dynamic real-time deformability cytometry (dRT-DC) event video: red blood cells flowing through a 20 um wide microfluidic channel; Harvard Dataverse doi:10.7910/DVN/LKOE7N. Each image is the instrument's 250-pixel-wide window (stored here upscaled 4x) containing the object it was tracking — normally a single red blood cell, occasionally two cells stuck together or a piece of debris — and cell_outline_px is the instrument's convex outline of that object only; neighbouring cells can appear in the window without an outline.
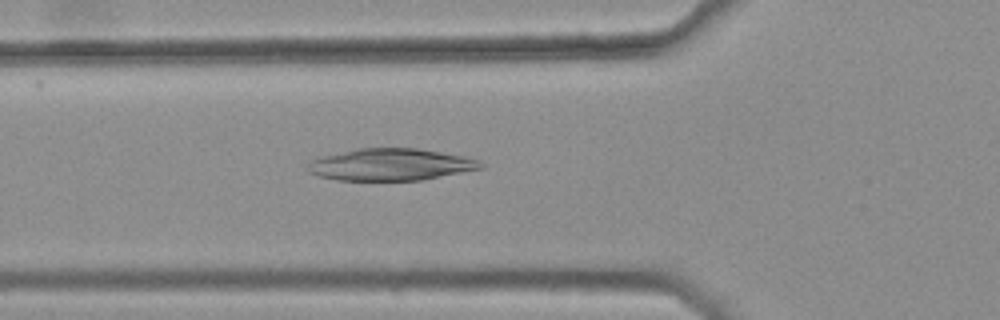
{"species": "common noctule bat (a hibernating species)", "species_latin": "Nyctalus noctula", "temperature_condition": "warm", "stored_images_in_passage": 38, "camera_frame_rate_fps": 3000, "um_per_image_px": 0.085, "animal": {"sex": "female", "body_mass_g": 25.1}, "frame": {"image": 1, "passage_image": 11, "time_ms": 3.333, "image_size_px": [1000, 320], "cell_outline_px": [[484, 168], [420, 180], [336, 180], [320, 176], [308, 172], [304, 168], [304, 164], [308, 160], [356, 148], [416, 148], [464, 156], [480, 160], [484, 164]], "centroid_in_image_um": [33.16, 13.98], "position_along_channel_um": 92.6, "area_um2": 32.37}}
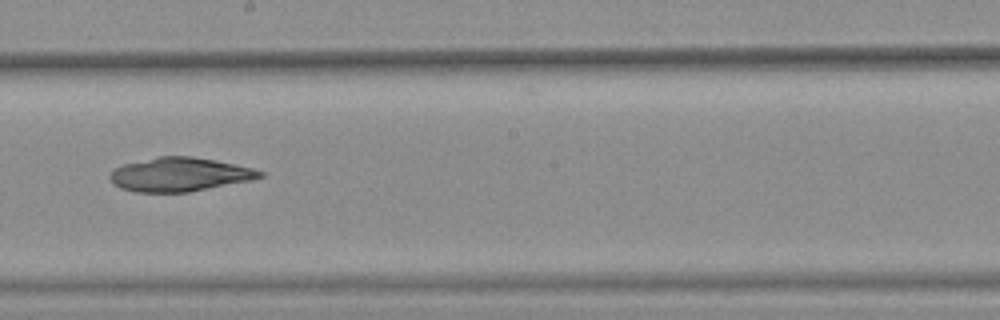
{"frame": {"image": 2, "passage_image": 22, "time_ms": 7.0, "image_size_px": [1000, 320], "cell_outline_px": [[264, 176], [252, 180], [188, 192], [136, 192], [120, 188], [108, 176], [116, 168], [124, 164], [160, 156], [192, 156], [216, 160], [252, 168], [264, 172]], "centroid_in_image_um": [15.3, 14.83], "position_along_channel_um": 232.9, "area_um2": 29.3}}
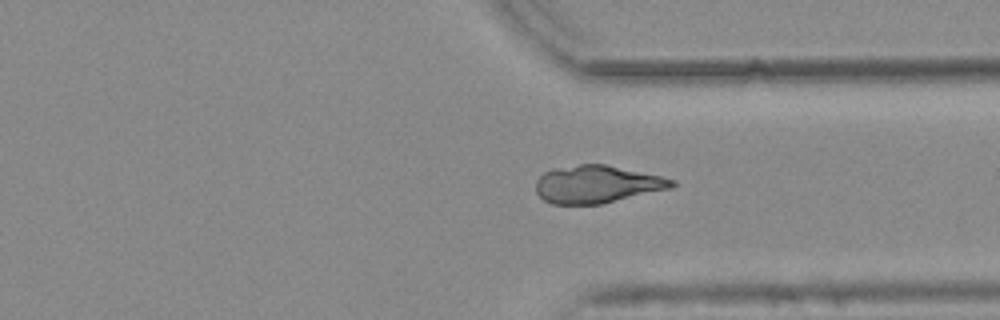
{"frame": {"image": 3, "passage_image": 32, "time_ms": 10.333, "image_size_px": [1000, 320], "cell_outline_px": [[676, 184], [672, 188], [600, 204], [552, 204], [544, 200], [536, 192], [536, 180], [544, 172], [552, 168], [580, 164], [604, 164], [660, 176], [676, 180]], "centroid_in_image_um": [50.72, 15.66], "position_along_channel_um": 360.7, "area_um2": 29.71}}